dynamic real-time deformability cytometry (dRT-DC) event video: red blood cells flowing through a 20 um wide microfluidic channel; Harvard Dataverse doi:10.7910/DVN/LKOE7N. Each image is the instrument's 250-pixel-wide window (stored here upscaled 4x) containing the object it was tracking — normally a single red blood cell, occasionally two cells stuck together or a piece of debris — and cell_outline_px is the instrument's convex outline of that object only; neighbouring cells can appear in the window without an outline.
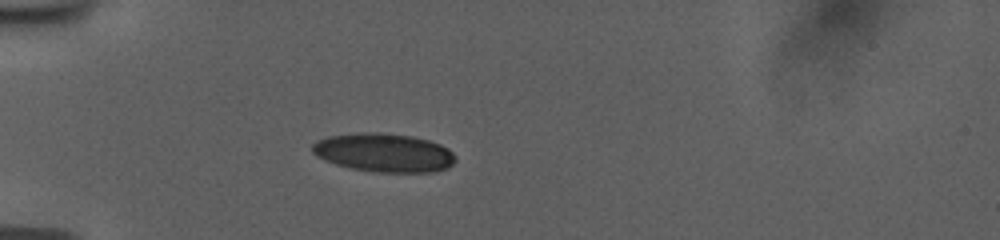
{"species": "human", "species_latin": "Homo sapiens", "temperature_condition": "room temperature", "stored_images_in_passage": 39, "camera_frame_rate_fps": 3000, "um_per_image_px": 0.085, "donor": {"sex": "female"}, "frame": {"image": 1, "passage_image": 1, "time_ms": 0.0, "image_size_px": [1000, 240], "cell_outline_px": [[456, 160], [448, 168], [432, 172], [372, 172], [348, 168], [324, 160], [316, 156], [312, 152], [312, 144], [316, 140], [328, 136], [364, 132], [380, 132], [412, 136], [428, 140], [440, 144], [448, 148], [456, 156]], "centroid_in_image_um": [32.62, 12.98], "position_along_channel_um": 52.4, "area_um2": 32.54}}
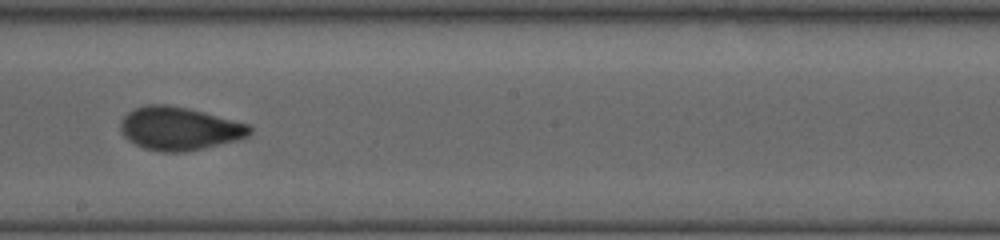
{"frame": {"image": 2, "passage_image": 17, "time_ms": 5.333, "image_size_px": [1000, 240], "cell_outline_px": [[252, 132], [248, 136], [236, 140], [204, 148], [184, 152], [164, 152], [144, 148], [128, 140], [120, 132], [120, 120], [128, 112], [136, 108], [148, 104], [168, 104], [188, 108], [204, 112], [248, 124], [252, 128]], "centroid_in_image_um": [15.22, 10.92], "position_along_channel_um": 233.0, "area_um2": 32.48}}
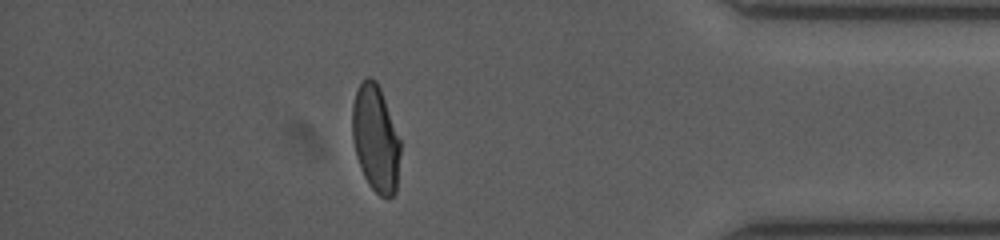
{"frame": {"image": 3, "passage_image": 33, "time_ms": 10.667, "image_size_px": [1000, 240], "cell_outline_px": [[400, 152], [396, 192], [388, 200], [380, 196], [368, 184], [360, 168], [356, 156], [352, 140], [352, 104], [356, 92], [360, 84], [368, 76], [372, 76], [376, 80], [380, 88], [400, 140]], "centroid_in_image_um": [31.91, 11.8], "position_along_channel_um": 403.3, "area_um2": 30.0}, "authors_computed_cell_mechanics": {"area_um2": 31.9056, "velocity_mm_per_s": 3.754, "shape_relaxation_time_tau1_ms": 8.5576, "shape_relaxation_time_tau2_ms": 0.8423, "deformation_change_tau1": 0.23, "deformation_change_tau2": 0.0622}}